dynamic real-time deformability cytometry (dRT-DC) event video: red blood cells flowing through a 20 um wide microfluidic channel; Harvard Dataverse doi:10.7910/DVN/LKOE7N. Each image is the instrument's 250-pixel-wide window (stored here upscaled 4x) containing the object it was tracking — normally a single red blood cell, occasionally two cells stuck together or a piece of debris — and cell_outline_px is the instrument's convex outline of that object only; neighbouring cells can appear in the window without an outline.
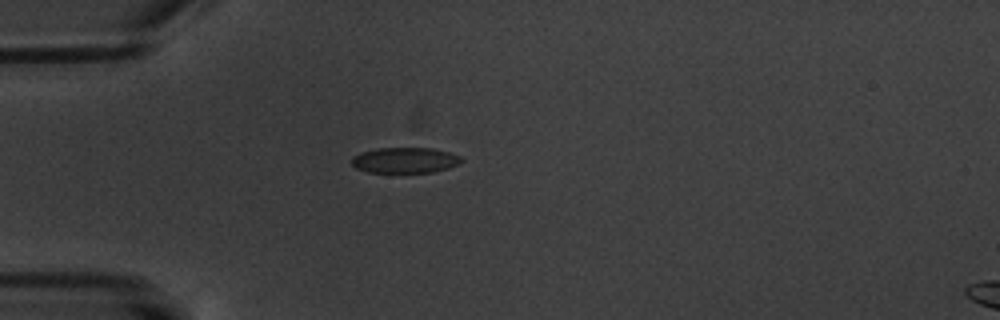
{"species": "common noctule bat (a hibernating species)", "species_latin": "Nyctalus noctula", "temperature_condition": "warm", "stored_images_in_passage": 1, "camera_frame_rate_fps": 3000, "um_per_image_px": 0.085, "animal": {"sex": "male", "body_mass_g": 20.1, "forearm_length_mm": 53.5}, "frame": {"image": 1, "passage_image": 1, "time_ms": 0.0, "image_size_px": [1000, 320], "cell_outline_px": [[464, 160], [448, 168], [432, 172], [368, 172], [356, 168], [352, 164], [352, 156], [360, 152], [376, 148], [432, 148], [448, 152], [460, 156]], "centroid_in_image_um": [34.39, 13.61], "position_along_channel_um": 50.6, "area_um2": 16.3}}